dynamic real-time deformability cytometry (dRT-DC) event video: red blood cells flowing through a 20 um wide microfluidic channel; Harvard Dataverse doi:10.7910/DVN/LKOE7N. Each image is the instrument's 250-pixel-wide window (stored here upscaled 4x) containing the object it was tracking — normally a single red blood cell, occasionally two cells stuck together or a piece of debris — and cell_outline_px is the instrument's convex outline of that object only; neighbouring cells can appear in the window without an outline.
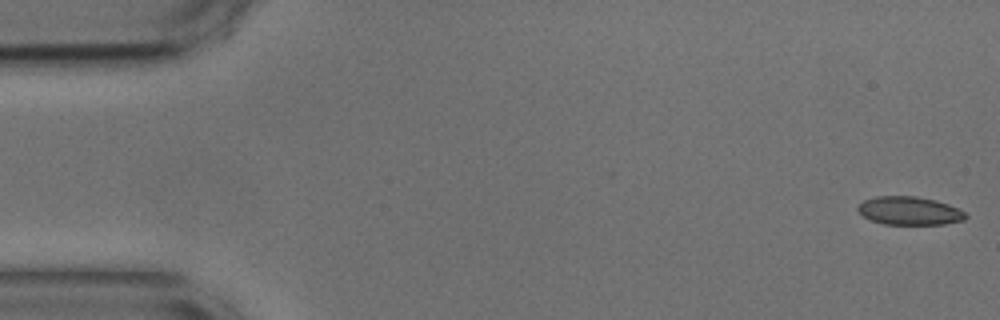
{"species": "common noctule bat (a hibernating species)", "species_latin": "Nyctalus noctula", "temperature_condition": "cold", "stored_images_in_passage": 54, "camera_frame_rate_fps": 3000, "um_per_image_px": 0.085, "animal": {"sex": "male", "body_mass_g": 17.9, "forearm_length_mm": 54.2}, "frame": {"image": 1, "passage_image": 1, "time_ms": 0.0, "image_size_px": [1000, 320], "cell_outline_px": [[968, 216], [964, 220], [944, 224], [884, 224], [872, 220], [864, 216], [856, 208], [864, 200], [876, 196], [916, 196], [936, 200], [948, 204], [964, 212]], "centroid_in_image_um": [77.31, 17.91], "position_along_channel_um": 7.7, "area_um2": 17.63}}
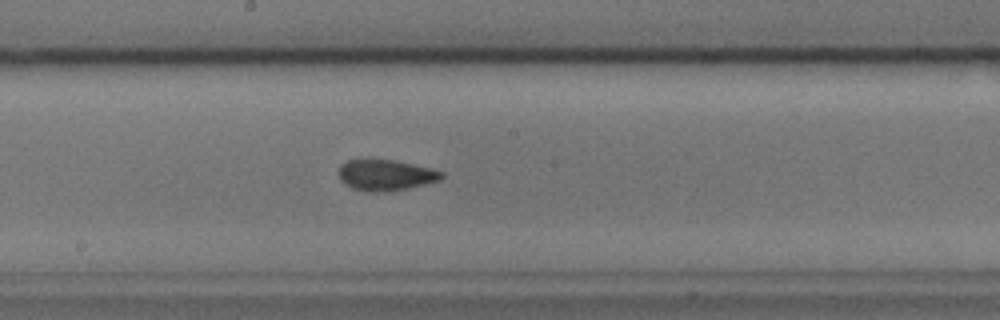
{"frame": {"image": 2, "passage_image": 28, "time_ms": 9.0, "image_size_px": [1000, 320], "cell_outline_px": [[444, 176], [440, 180], [408, 188], [368, 192], [352, 188], [344, 184], [340, 180], [340, 164], [348, 160], [396, 160], [432, 168], [444, 172]], "centroid_in_image_um": [32.8, 14.87], "position_along_channel_um": 215.4, "area_um2": 18.32}}
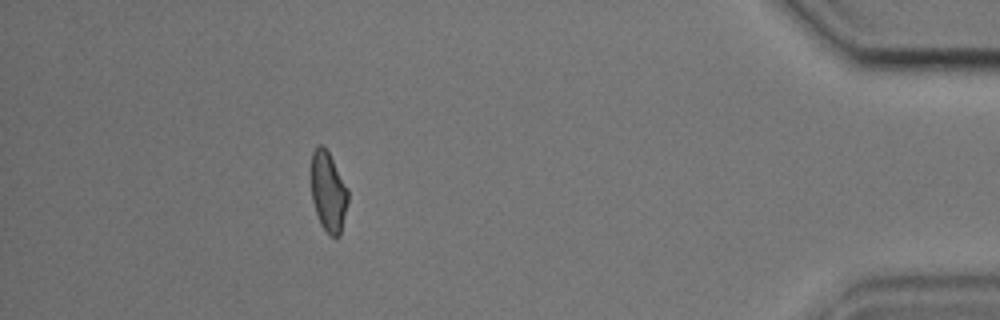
{"frame": {"image": 3, "passage_image": 48, "time_ms": 15.667, "image_size_px": [1000, 320], "cell_outline_px": [[348, 200], [340, 236], [332, 236], [320, 224], [312, 200], [312, 152], [316, 144], [324, 144], [348, 188]], "centroid_in_image_um": [27.91, 16.26], "position_along_channel_um": 407.3, "area_um2": 17.05}, "authors_computed_cell_mechanics": {"area_um2": 18.1492, "velocity_mm_per_s": 3.6931, "shape_relaxation_time_tau1_ms": 8.8771, "shape_relaxation_time_tau2_ms": 2.3639, "deformation_change_tau1": 0.1456, "deformation_change_tau2": 0.0607}}